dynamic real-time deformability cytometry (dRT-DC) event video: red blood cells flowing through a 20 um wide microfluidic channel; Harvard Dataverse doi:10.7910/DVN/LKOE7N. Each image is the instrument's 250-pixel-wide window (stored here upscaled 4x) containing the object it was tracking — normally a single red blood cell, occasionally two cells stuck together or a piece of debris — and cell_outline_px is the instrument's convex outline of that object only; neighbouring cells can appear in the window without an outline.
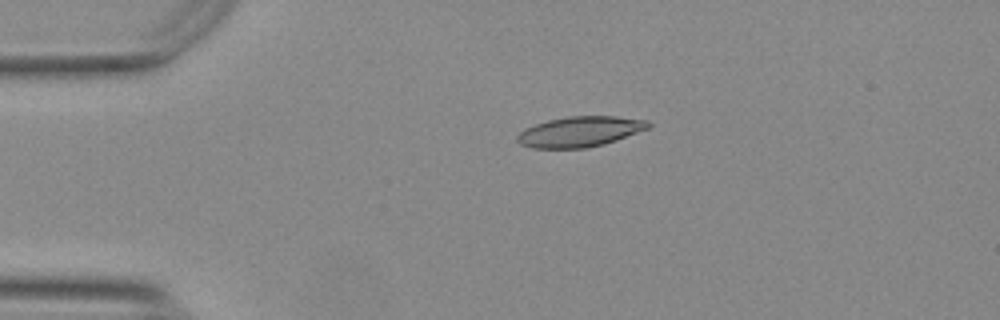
{"species": "Egyptian fruit bat (a non-hibernating species)", "species_latin": "Rousettus aegyptiacus", "temperature_condition": "warm", "stored_images_in_passage": 43, "camera_frame_rate_fps": 3000, "um_per_image_px": 0.085, "animal": {"sex": "female"}, "frame": {"image": 1, "passage_image": 1, "time_ms": 0.0, "image_size_px": [1000, 320], "cell_outline_px": [[652, 124], [648, 128], [616, 140], [604, 144], [584, 148], [532, 148], [520, 144], [516, 140], [516, 136], [524, 128], [548, 120], [568, 116], [616, 116], [648, 120]], "centroid_in_image_um": [49.28, 11.18], "position_along_channel_um": 35.7, "area_um2": 23.18}}
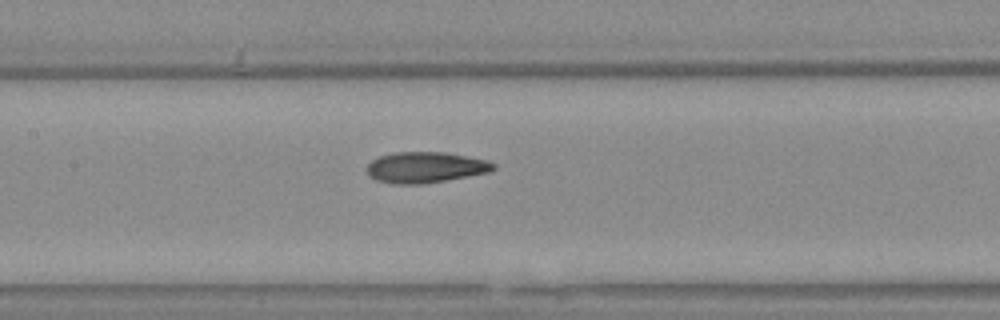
{"frame": {"image": 2, "passage_image": 15, "time_ms": 4.667, "image_size_px": [1000, 320], "cell_outline_px": [[496, 168], [492, 172], [420, 184], [392, 184], [376, 180], [368, 176], [368, 164], [372, 160], [380, 156], [396, 152], [444, 152], [488, 160], [496, 164]], "centroid_in_image_um": [36.18, 14.23], "position_along_channel_um": 171.2, "area_um2": 22.77}}
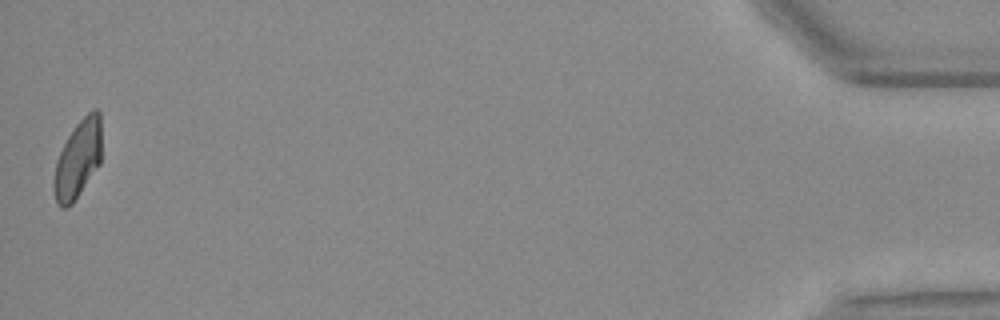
{"frame": {"image": 3, "passage_image": 43, "time_ms": 14.0, "image_size_px": [1000, 320], "cell_outline_px": [[100, 164], [72, 204], [68, 208], [60, 208], [56, 204], [52, 188], [52, 184], [56, 160], [68, 136], [76, 124], [92, 108], [96, 108], [100, 112]], "centroid_in_image_um": [6.59, 13.57], "position_along_channel_um": 428.6, "area_um2": 21.79}, "authors_computed_cell_mechanics": {"area_um2": 22.4842, "velocity_mm_per_s": 3.7697, "shape_relaxation_time_tau1_ms": 6.7597, "shape_relaxation_time_tau2_ms": 2.3993, "deformation_change_tau1": 0.1846, "deformation_change_tau2": 0.062}}